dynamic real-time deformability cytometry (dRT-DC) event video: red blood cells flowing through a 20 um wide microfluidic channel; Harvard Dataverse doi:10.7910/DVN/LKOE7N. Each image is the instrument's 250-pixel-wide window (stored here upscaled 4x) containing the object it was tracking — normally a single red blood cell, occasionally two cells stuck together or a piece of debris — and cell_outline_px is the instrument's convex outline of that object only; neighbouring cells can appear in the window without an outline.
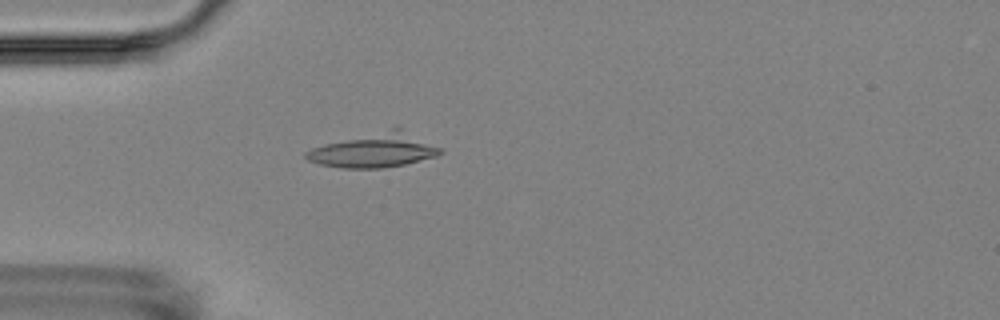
{"species": "Egyptian fruit bat (a non-hibernating species)", "species_latin": "Rousettus aegyptiacus", "temperature_condition": "room temperature", "stored_images_in_passage": 3, "camera_frame_rate_fps": 3000, "um_per_image_px": 0.085, "animal": {"sex": "female"}, "frame": {"image": 1, "passage_image": 3, "time_ms": 3.333, "image_size_px": [1000, 320], "cell_outline_px": [[444, 152], [436, 156], [404, 164], [384, 168], [340, 168], [320, 164], [308, 160], [304, 156], [304, 152], [312, 148], [324, 144], [396, 124], [444, 148]], "centroid_in_image_um": [31.89, 12.72], "position_along_channel_um": 53.1, "area_um2": 27.69}}